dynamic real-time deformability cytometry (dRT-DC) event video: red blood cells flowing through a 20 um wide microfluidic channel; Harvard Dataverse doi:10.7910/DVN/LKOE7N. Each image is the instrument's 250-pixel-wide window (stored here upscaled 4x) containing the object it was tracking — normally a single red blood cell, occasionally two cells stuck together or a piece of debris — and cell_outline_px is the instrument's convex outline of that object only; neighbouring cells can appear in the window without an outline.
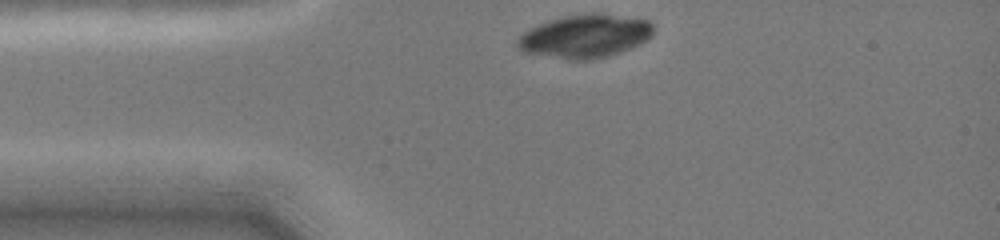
{"species": "common noctule bat (a hibernating species)", "species_latin": "Nyctalus noctula", "temperature_condition": "cold", "stored_images_in_passage": 24, "camera_frame_rate_fps": 3000, "um_per_image_px": 0.085, "animal": {"sex": "female", "body_mass_g": 19.0, "forearm_length_mm": 51.5}, "frame": {"image": 1, "passage_image": 1, "time_ms": 0.0, "image_size_px": [1000, 240], "cell_outline_px": [[652, 32], [644, 40], [632, 48], [608, 56], [588, 60], [572, 60], [524, 52], [516, 44], [516, 40], [528, 28], [564, 16], [592, 12], [600, 12], [648, 20], [652, 24]], "centroid_in_image_um": [49.71, 3.07], "position_along_channel_um": 35.3, "area_um2": 34.04}}
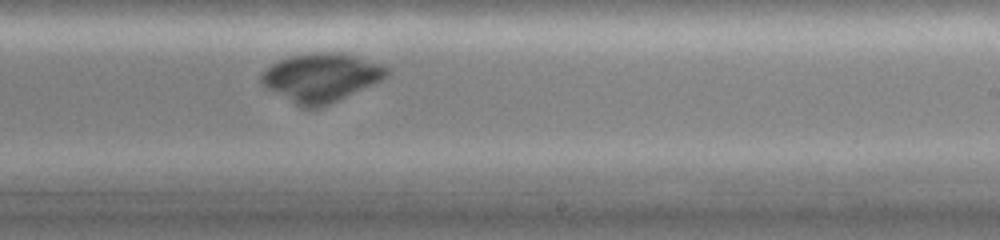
{"frame": {"image": 2, "passage_image": 23, "time_ms": 6.333, "image_size_px": [1000, 240], "cell_outline_px": [[388, 72], [380, 80], [372, 84], [320, 108], [300, 108], [264, 88], [260, 80], [260, 76], [272, 64], [288, 56], [308, 52], [344, 52], [380, 64], [388, 68]], "centroid_in_image_um": [27.22, 6.59], "position_along_channel_um": 261.8, "area_um2": 35.49}}